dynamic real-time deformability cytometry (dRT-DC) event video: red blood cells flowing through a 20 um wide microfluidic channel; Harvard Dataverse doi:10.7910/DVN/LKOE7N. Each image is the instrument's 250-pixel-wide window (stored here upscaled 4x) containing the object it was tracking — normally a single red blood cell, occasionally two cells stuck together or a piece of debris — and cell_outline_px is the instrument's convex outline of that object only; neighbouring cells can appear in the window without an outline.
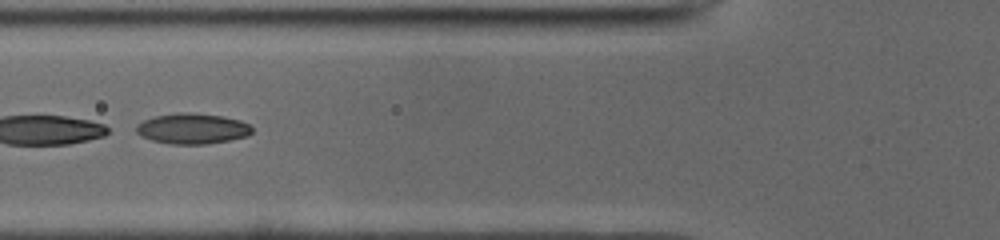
{"species": "common noctule bat (a hibernating species)", "species_latin": "Nyctalus noctula", "temperature_condition": "cold", "stored_images_in_passage": 49, "camera_frame_rate_fps": 3000, "um_per_image_px": 0.085, "animal": {"sex": "male", "body_mass_g": 19.0, "forearm_length_mm": 50.8}, "frame": {"image": 1, "passage_image": 18, "time_ms": 5.667, "image_size_px": [1000, 240], "cell_outline_px": [[252, 132], [248, 136], [228, 140], [204, 144], [172, 144], [152, 140], [140, 136], [136, 132], [136, 124], [144, 120], [156, 116], [184, 112], [188, 112], [220, 116], [240, 120], [248, 124], [252, 128]], "centroid_in_image_um": [16.33, 10.94], "position_along_channel_um": 109.5, "area_um2": 20.4}}